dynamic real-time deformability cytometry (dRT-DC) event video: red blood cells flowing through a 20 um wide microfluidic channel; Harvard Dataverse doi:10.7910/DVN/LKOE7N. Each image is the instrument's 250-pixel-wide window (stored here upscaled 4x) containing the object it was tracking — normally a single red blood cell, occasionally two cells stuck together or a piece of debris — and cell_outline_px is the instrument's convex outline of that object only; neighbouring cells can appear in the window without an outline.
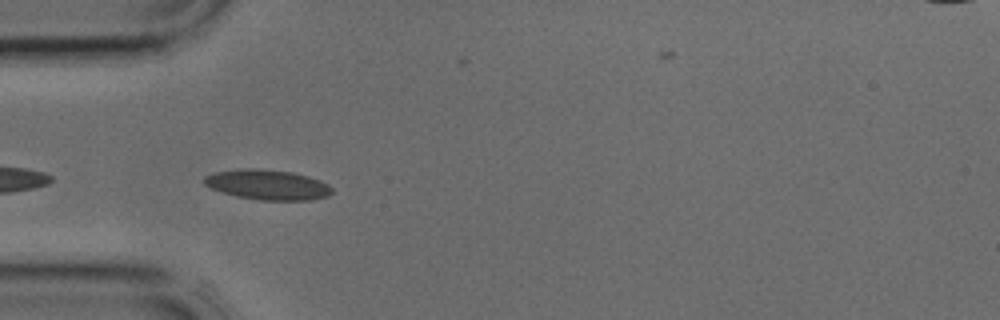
{"species": "common noctule bat (a hibernating species)", "species_latin": "Nyctalus noctula", "temperature_condition": "cold", "stored_images_in_passage": 38, "camera_frame_rate_fps": 3000, "um_per_image_px": 0.085, "animal": {"sex": "male", "body_mass_g": 17.9, "forearm_length_mm": 54.2}, "frame": {"image": 1, "passage_image": 11, "time_ms": 3.333, "image_size_px": [1000, 320], "cell_outline_px": [[332, 192], [328, 196], [308, 200], [260, 200], [236, 196], [212, 188], [204, 184], [204, 176], [216, 172], [244, 168], [260, 168], [292, 172], [308, 176], [320, 180], [328, 184], [332, 188]], "centroid_in_image_um": [22.76, 15.69], "position_along_channel_um": 62.2, "area_um2": 22.31}}
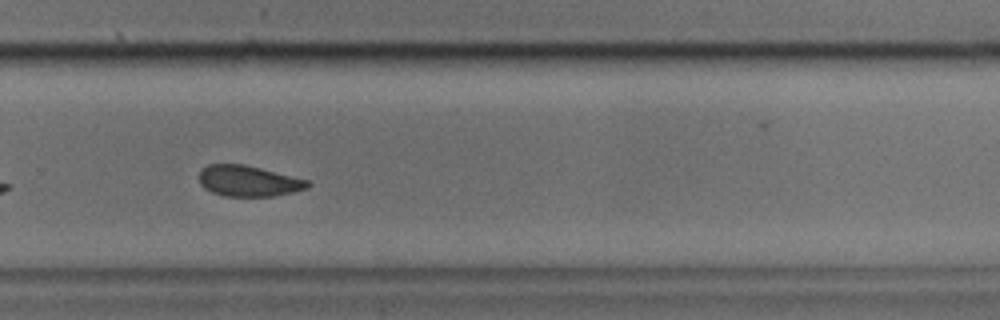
{"frame": {"image": 2, "passage_image": 26, "time_ms": 8.333, "image_size_px": [1000, 320], "cell_outline_px": [[312, 184], [308, 188], [292, 192], [272, 196], [224, 196], [212, 192], [204, 188], [200, 184], [200, 168], [208, 164], [244, 164], [308, 180]], "centroid_in_image_um": [21.1, 15.38], "position_along_channel_um": 308.7, "area_um2": 19.48}}
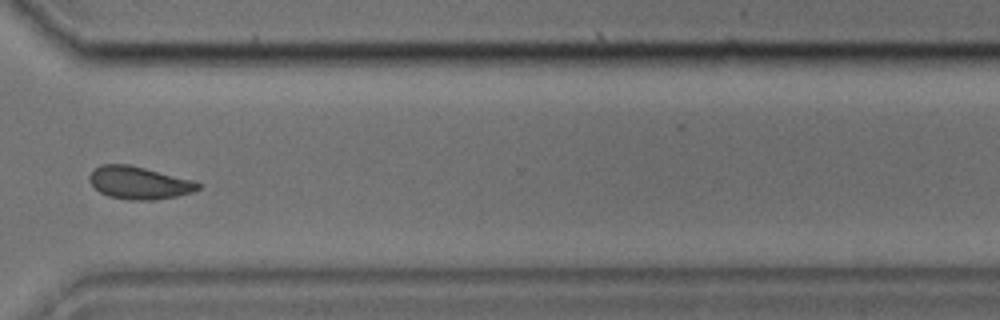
{"frame": {"image": 3, "passage_image": 29, "time_ms": 9.333, "image_size_px": [1000, 320], "cell_outline_px": [[200, 188], [192, 192], [176, 196], [152, 200], [128, 200], [108, 196], [100, 192], [88, 180], [88, 176], [100, 164], [128, 164], [192, 180], [200, 184]], "centroid_in_image_um": [11.79, 15.54], "position_along_channel_um": 358.8, "area_um2": 20.4}}